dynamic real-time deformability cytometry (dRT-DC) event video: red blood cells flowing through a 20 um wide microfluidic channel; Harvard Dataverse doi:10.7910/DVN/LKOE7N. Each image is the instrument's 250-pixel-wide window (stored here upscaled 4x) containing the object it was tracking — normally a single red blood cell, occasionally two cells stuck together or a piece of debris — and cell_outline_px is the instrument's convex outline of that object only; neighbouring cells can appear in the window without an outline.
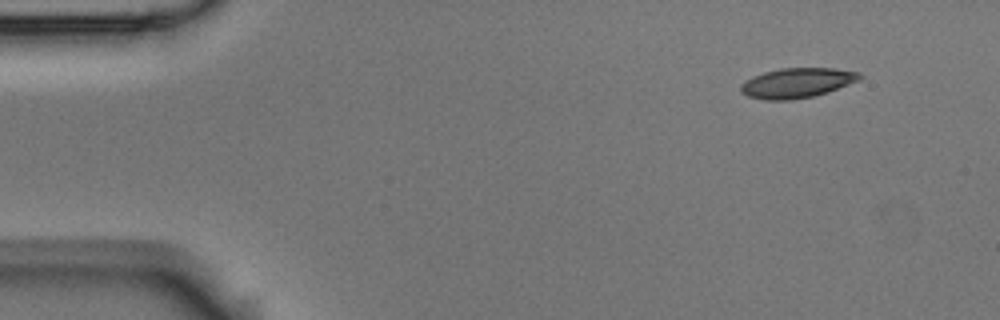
{"species": "Egyptian fruit bat (a non-hibernating species)", "species_latin": "Rousettus aegyptiacus", "temperature_condition": "room temperature", "stored_images_in_passage": 3, "camera_frame_rate_fps": 3000, "um_per_image_px": 0.085, "animal": {"sex": "male"}, "frame": {"image": 1, "passage_image": 1, "time_ms": 0.0, "image_size_px": [1000, 320], "cell_outline_px": [[864, 76], [860, 80], [828, 92], [812, 96], [792, 100], [764, 100], [748, 96], [740, 92], [740, 84], [752, 76], [764, 72], [780, 68], [832, 68], [860, 72]], "centroid_in_image_um": [67.74, 7.04], "position_along_channel_um": 17.3, "area_um2": 20.87}}
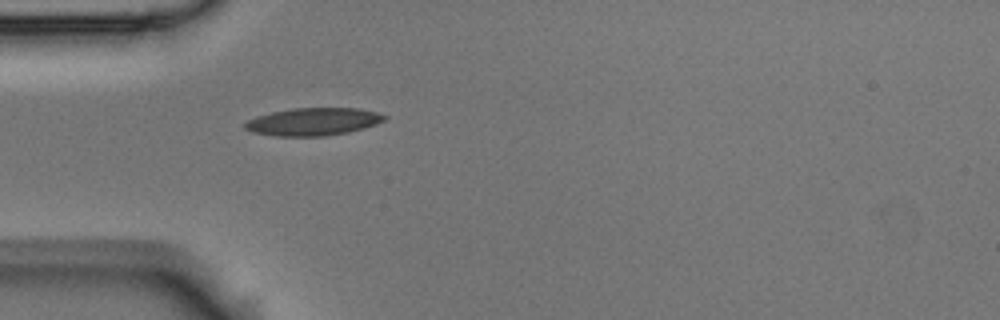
{"frame": {"image": 2, "passage_image": 3, "time_ms": 0.667, "image_size_px": [1000, 320], "cell_outline_px": [[388, 116], [384, 120], [376, 124], [364, 128], [348, 132], [324, 136], [276, 136], [252, 132], [244, 128], [244, 124], [248, 120], [256, 116], [272, 112], [292, 108], [356, 108], [376, 112]], "centroid_in_image_um": [26.61, 10.34], "position_along_channel_um": 58.4, "area_um2": 22.43}}